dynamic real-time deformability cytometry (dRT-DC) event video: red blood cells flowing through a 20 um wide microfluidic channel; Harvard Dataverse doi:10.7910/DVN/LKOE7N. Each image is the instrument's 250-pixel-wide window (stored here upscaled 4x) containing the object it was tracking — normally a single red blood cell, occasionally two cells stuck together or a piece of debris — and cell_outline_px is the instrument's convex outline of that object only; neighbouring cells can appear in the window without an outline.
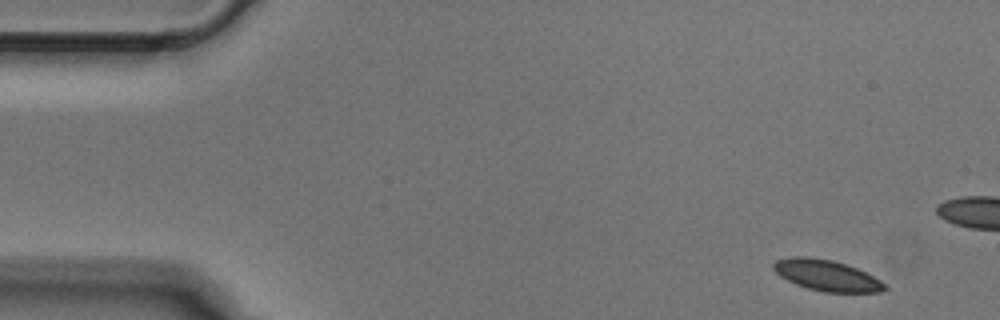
{"species": "Egyptian fruit bat (a non-hibernating species)", "species_latin": "Rousettus aegyptiacus", "temperature_condition": "cold", "stored_images_in_passage": 5, "camera_frame_rate_fps": 3000, "um_per_image_px": 0.085, "animal": {"sex": "male"}, "frame": {"image": 1, "passage_image": 1, "time_ms": 0.0, "image_size_px": [1000, 320], "cell_outline_px": [[888, 288], [880, 292], [824, 292], [808, 288], [796, 284], [780, 276], [772, 268], [772, 264], [776, 260], [792, 256], [808, 256], [832, 260], [856, 268], [880, 280]], "centroid_in_image_um": [70.23, 23.4], "position_along_channel_um": 14.8, "area_um2": 19.88}}